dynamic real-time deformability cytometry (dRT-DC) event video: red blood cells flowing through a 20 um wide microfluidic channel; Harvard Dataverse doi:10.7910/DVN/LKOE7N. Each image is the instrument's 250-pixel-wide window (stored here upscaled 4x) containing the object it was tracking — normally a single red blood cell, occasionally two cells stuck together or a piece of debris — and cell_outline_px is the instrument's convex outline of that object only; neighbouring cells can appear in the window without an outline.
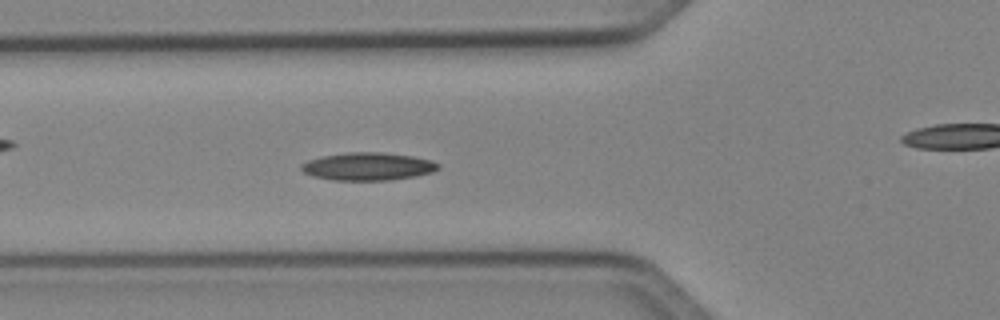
{"species": "Egyptian fruit bat (a non-hibernating species)", "species_latin": "Rousettus aegyptiacus", "temperature_condition": "cold", "stored_images_in_passage": 51, "camera_frame_rate_fps": 3000, "um_per_image_px": 0.085, "animal": {"sex": "female"}, "frame": {"image": 1, "passage_image": 18, "time_ms": 5.667, "image_size_px": [1000, 320], "cell_outline_px": [[440, 168], [432, 172], [416, 176], [392, 180], [332, 180], [312, 176], [304, 172], [300, 168], [300, 164], [308, 160], [320, 156], [348, 152], [380, 152], [412, 156], [432, 160], [440, 164]], "centroid_in_image_um": [31.27, 14.15], "position_along_channel_um": 94.5, "area_um2": 22.37}}
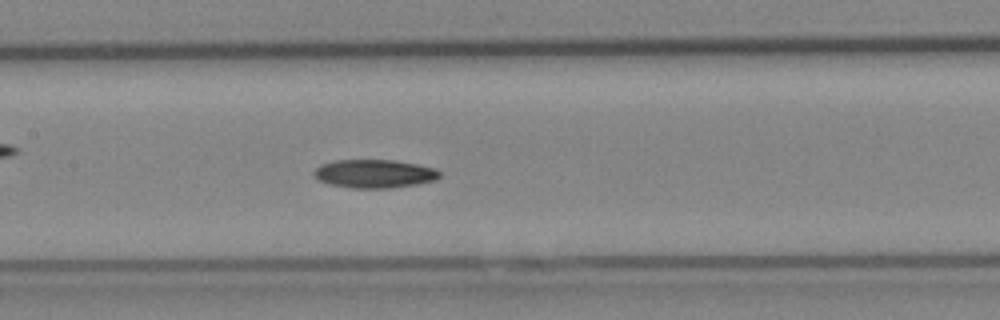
{"frame": {"image": 2, "passage_image": 24, "time_ms": 7.667, "image_size_px": [1000, 320], "cell_outline_px": [[440, 176], [436, 180], [416, 184], [388, 188], [352, 188], [328, 184], [320, 180], [312, 172], [320, 164], [336, 160], [392, 160], [416, 164], [436, 168], [440, 172]], "centroid_in_image_um": [31.82, 14.76], "position_along_channel_um": 175.6, "area_um2": 20.75}}
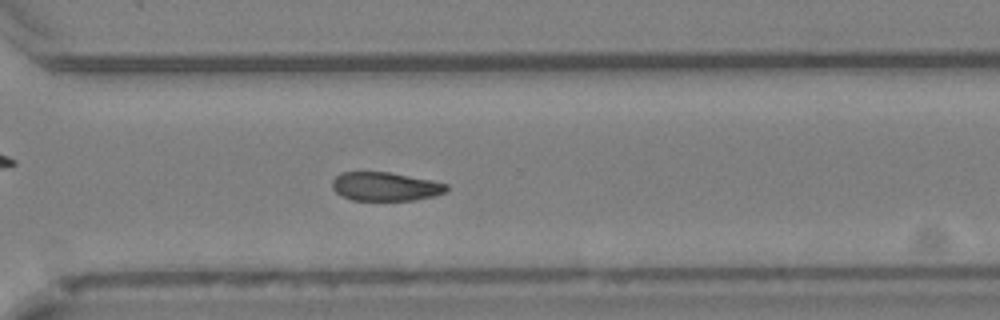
{"frame": {"image": 3, "passage_image": 36, "time_ms": 11.667, "image_size_px": [1000, 320], "cell_outline_px": [[448, 188], [444, 192], [436, 196], [412, 200], [352, 200], [340, 196], [332, 188], [332, 180], [340, 172], [388, 172], [448, 184]], "centroid_in_image_um": [32.7, 15.86], "position_along_channel_um": 337.9, "area_um2": 19.02}}